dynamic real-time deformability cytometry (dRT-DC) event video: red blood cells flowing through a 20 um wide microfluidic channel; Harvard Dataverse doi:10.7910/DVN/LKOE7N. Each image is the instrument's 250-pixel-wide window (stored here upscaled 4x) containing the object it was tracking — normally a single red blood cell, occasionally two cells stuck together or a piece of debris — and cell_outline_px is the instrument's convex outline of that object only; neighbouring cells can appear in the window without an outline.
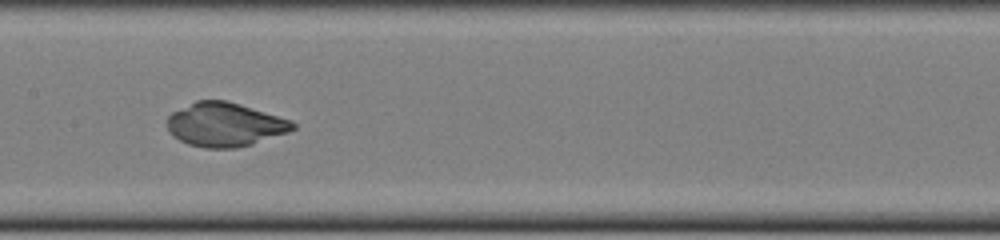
{"species": "common noctule bat (a hibernating species)", "species_latin": "Nyctalus noctula", "temperature_condition": "cold", "stored_images_in_passage": 51, "camera_frame_rate_fps": 3000, "um_per_image_px": 0.085, "animal": {"sex": "female", "body_mass_g": 22.0, "forearm_length_mm": 56.7}, "frame": {"image": 1, "passage_image": 25, "time_ms": 8.0, "image_size_px": [1000, 240], "cell_outline_px": [[296, 128], [288, 132], [252, 144], [236, 148], [204, 148], [188, 144], [180, 140], [168, 132], [168, 116], [172, 112], [196, 100], [224, 100], [240, 104], [292, 120], [296, 124]], "centroid_in_image_um": [19.12, 10.59], "position_along_channel_um": 188.3, "area_um2": 32.08}}
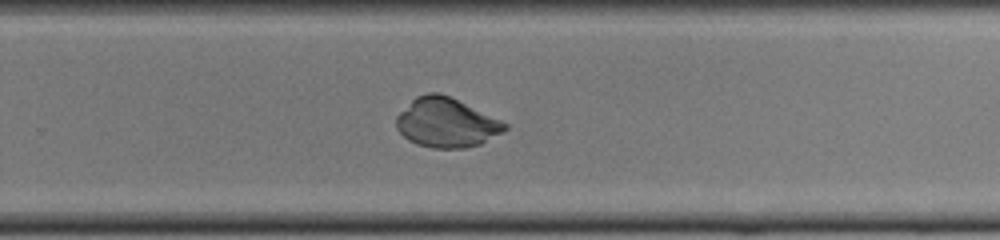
{"frame": {"image": 2, "passage_image": 33, "time_ms": 10.667, "image_size_px": [1000, 240], "cell_outline_px": [[508, 128], [480, 144], [464, 148], [432, 148], [416, 144], [408, 140], [396, 128], [396, 116], [416, 96], [428, 92], [440, 92], [500, 120], [508, 124]], "centroid_in_image_um": [37.9, 10.43], "position_along_channel_um": 291.9, "area_um2": 30.87}}
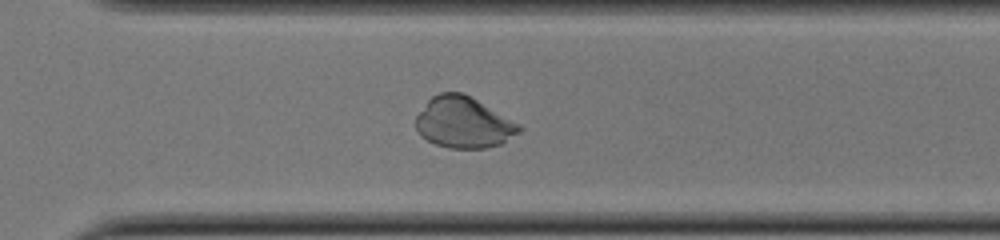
{"frame": {"image": 3, "passage_image": 36, "time_ms": 11.667, "image_size_px": [1000, 240], "cell_outline_px": [[520, 132], [500, 144], [488, 148], [448, 148], [436, 144], [420, 136], [416, 128], [416, 116], [428, 100], [432, 96], [440, 92], [464, 92], [520, 124]], "centroid_in_image_um": [39.39, 10.4], "position_along_channel_um": 331.2, "area_um2": 30.75}}